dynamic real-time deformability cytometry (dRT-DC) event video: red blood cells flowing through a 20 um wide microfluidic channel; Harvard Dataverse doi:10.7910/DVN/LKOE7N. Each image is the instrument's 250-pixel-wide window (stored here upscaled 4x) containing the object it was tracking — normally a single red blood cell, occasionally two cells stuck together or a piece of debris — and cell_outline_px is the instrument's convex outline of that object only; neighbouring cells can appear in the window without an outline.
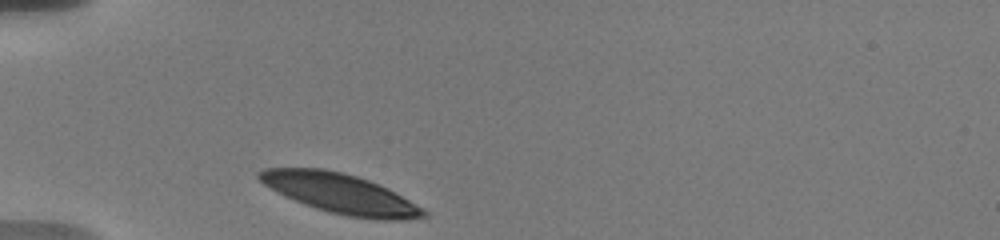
{"species": "human", "species_latin": "Homo sapiens", "temperature_condition": "warm", "stored_images_in_passage": 6, "camera_frame_rate_fps": 3000, "um_per_image_px": 0.085, "donor": {"sex": "male"}, "frame": {"image": 1, "passage_image": 1, "time_ms": 0.0, "image_size_px": [1000, 240], "cell_outline_px": [[428, 216], [408, 220], [376, 220], [348, 216], [316, 208], [296, 200], [264, 184], [256, 176], [256, 172], [264, 168], [324, 168], [344, 172], [368, 180], [388, 188], [424, 208], [428, 212]], "centroid_in_image_um": [29.0, 16.45], "position_along_channel_um": 56.0, "area_um2": 37.86}}